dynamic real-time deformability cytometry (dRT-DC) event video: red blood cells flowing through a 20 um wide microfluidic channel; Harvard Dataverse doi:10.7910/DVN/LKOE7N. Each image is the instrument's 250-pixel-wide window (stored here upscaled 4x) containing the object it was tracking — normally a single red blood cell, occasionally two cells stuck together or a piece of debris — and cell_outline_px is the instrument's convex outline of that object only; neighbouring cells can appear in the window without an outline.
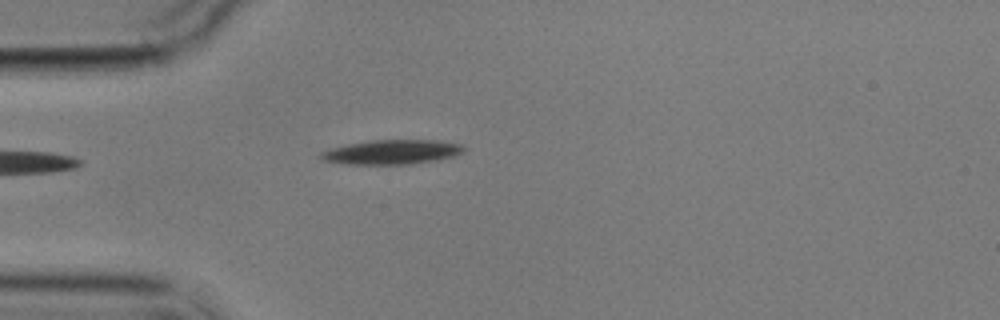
{"species": "common noctule bat (a hibernating species)", "species_latin": "Nyctalus noctula", "temperature_condition": "cold", "stored_images_in_passage": 6, "camera_frame_rate_fps": 3000, "um_per_image_px": 0.085, "animal": {"sex": "male", "body_mass_g": 17.9}, "frame": {"image": 1, "passage_image": 5, "time_ms": 4.667, "image_size_px": [1000, 320], "cell_outline_px": [[464, 148], [456, 156], [416, 164], [348, 164], [320, 160], [316, 156], [320, 152], [332, 148], [348, 144], [372, 140], [436, 140], [460, 144]], "centroid_in_image_um": [33.26, 12.93], "position_along_channel_um": 51.7, "area_um2": 20.4}}